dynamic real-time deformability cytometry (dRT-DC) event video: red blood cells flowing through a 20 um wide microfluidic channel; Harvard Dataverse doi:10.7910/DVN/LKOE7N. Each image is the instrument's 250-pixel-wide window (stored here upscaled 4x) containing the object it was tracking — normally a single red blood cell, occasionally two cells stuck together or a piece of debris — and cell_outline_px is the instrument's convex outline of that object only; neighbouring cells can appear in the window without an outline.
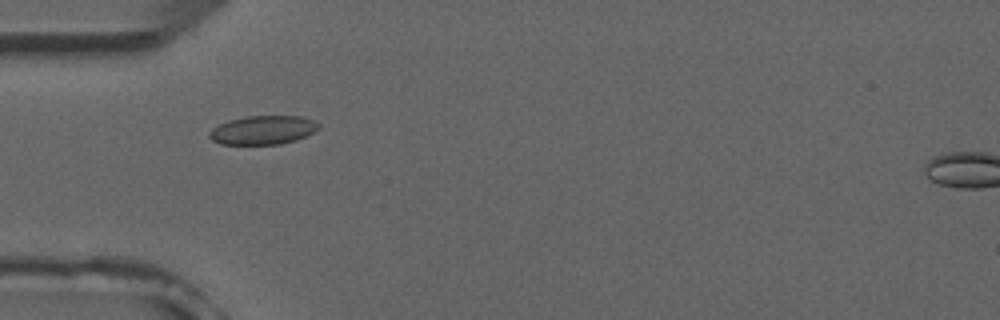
{"species": "common noctule bat (a hibernating species)", "species_latin": "Nyctalus noctula", "temperature_condition": "room temperature", "stored_images_in_passage": 7, "camera_frame_rate_fps": 3000, "um_per_image_px": 0.085, "animal": {"sex": "male", "forearm_length_mm": 52.5}, "frame": {"image": 1, "passage_image": 5, "time_ms": 4.667, "image_size_px": [1000, 320], "cell_outline_px": [[320, 128], [296, 140], [280, 144], [220, 144], [212, 140], [208, 136], [208, 132], [212, 128], [228, 120], [244, 116], [300, 116], [312, 120], [320, 124]], "centroid_in_image_um": [22.32, 11.05], "position_along_channel_um": 62.7, "area_um2": 18.32}}
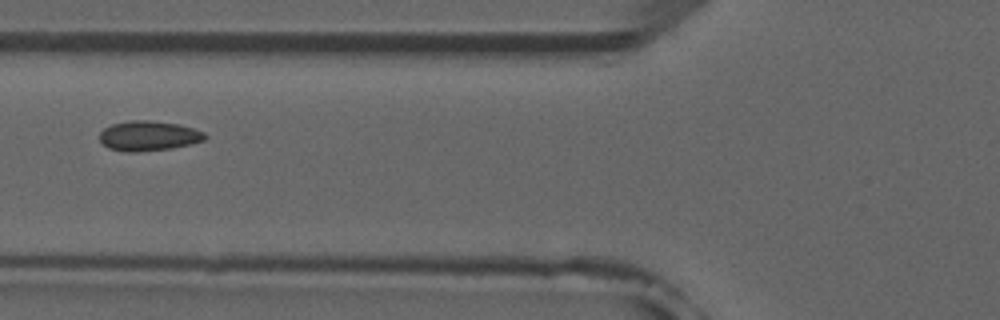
{"frame": {"image": 2, "passage_image": 6, "time_ms": 6.0, "image_size_px": [1000, 320], "cell_outline_px": [[208, 136], [204, 140], [172, 148], [136, 152], [128, 152], [108, 148], [100, 140], [100, 132], [104, 128], [112, 124], [128, 120], [148, 120], [180, 124], [204, 132]], "centroid_in_image_um": [12.62, 11.54], "position_along_channel_um": 113.2, "area_um2": 18.32}}
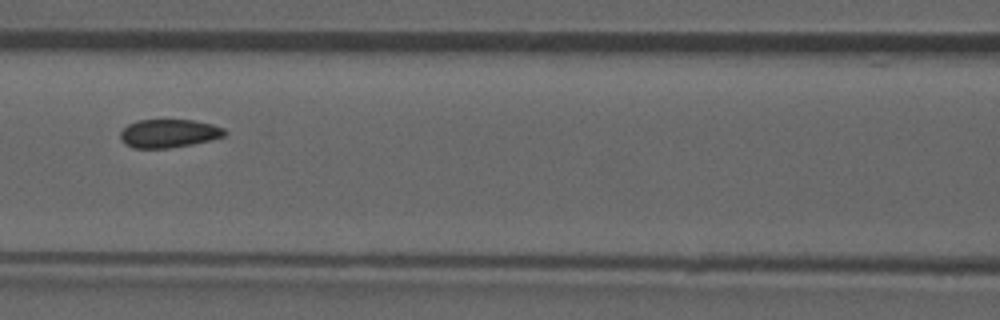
{"frame": {"image": 3, "passage_image": 7, "time_ms": 7.0, "image_size_px": [1000, 320], "cell_outline_px": [[228, 132], [224, 136], [192, 144], [168, 148], [132, 148], [124, 144], [120, 140], [120, 132], [128, 124], [136, 120], [192, 120], [212, 124], [224, 128]], "centroid_in_image_um": [14.31, 11.34], "position_along_channel_um": 152.3, "area_um2": 17.28}}